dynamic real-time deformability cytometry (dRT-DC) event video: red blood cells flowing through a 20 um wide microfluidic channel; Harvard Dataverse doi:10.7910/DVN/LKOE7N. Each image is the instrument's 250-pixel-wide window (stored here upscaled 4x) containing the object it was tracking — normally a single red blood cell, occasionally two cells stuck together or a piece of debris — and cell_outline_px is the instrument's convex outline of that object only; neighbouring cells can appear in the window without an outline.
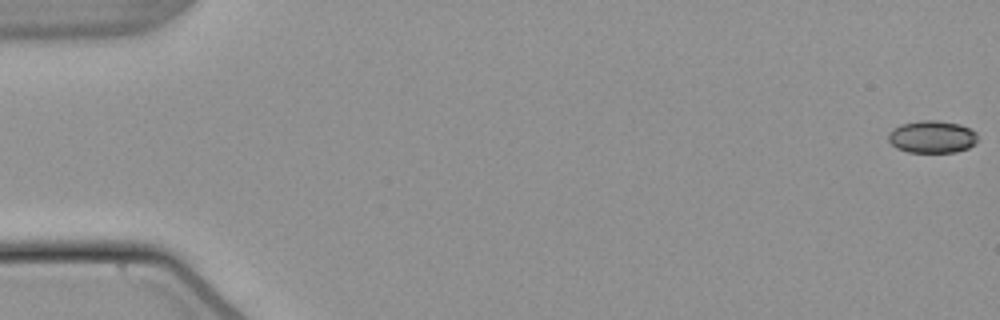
{"species": "common noctule bat (a hibernating species)", "species_latin": "Nyctalus noctula", "temperature_condition": "warm", "stored_images_in_passage": 54, "camera_frame_rate_fps": 3000, "um_per_image_px": 0.085, "animal": {"sex": "male", "body_mass_g": 21.5, "forearm_length_mm": 52.0}, "frame": {"image": 1, "passage_image": 1, "time_ms": 0.0, "image_size_px": [1000, 320], "cell_outline_px": [[976, 144], [968, 148], [956, 152], [908, 152], [896, 148], [888, 140], [888, 132], [892, 128], [900, 124], [920, 120], [940, 120], [960, 124], [976, 132]], "centroid_in_image_um": [79.2, 11.62], "position_along_channel_um": 5.8, "area_um2": 17.05}}
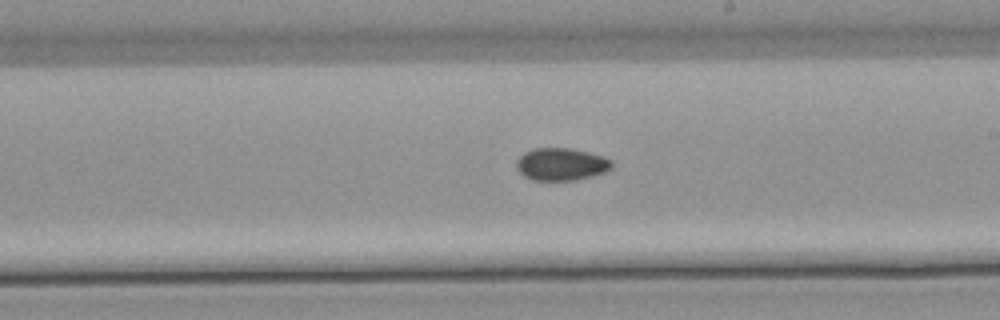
{"frame": {"image": 2, "passage_image": 32, "time_ms": 10.333, "image_size_px": [1000, 320], "cell_outline_px": [[612, 168], [604, 172], [592, 176], [576, 180], [532, 180], [524, 176], [516, 168], [516, 160], [524, 152], [532, 148], [572, 148], [604, 156], [612, 160]], "centroid_in_image_um": [47.7, 13.95], "position_along_channel_um": 241.3, "area_um2": 18.21}}
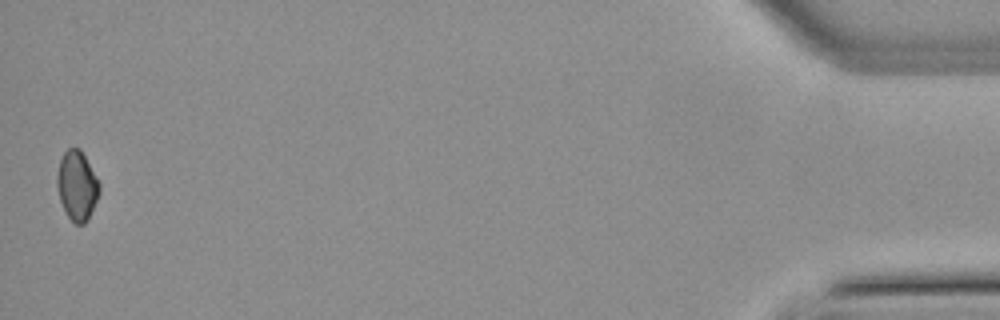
{"frame": {"image": 3, "passage_image": 54, "time_ms": 17.667, "image_size_px": [1000, 320], "cell_outline_px": [[100, 192], [88, 220], [84, 224], [76, 224], [68, 216], [60, 200], [56, 184], [56, 176], [60, 160], [64, 152], [68, 148], [80, 148], [100, 184]], "centroid_in_image_um": [6.54, 15.78], "position_along_channel_um": 428.7, "area_um2": 16.99}, "authors_computed_cell_mechanics": {"area_um2": 17.2822, "velocity_mm_per_s": 3.844, "shape_relaxation_time_tau1_ms": null, "shape_relaxation_time_tau2_ms": 10.4564, "deformation_change_tau1": null, "deformation_change_tau2": 0.0823}}